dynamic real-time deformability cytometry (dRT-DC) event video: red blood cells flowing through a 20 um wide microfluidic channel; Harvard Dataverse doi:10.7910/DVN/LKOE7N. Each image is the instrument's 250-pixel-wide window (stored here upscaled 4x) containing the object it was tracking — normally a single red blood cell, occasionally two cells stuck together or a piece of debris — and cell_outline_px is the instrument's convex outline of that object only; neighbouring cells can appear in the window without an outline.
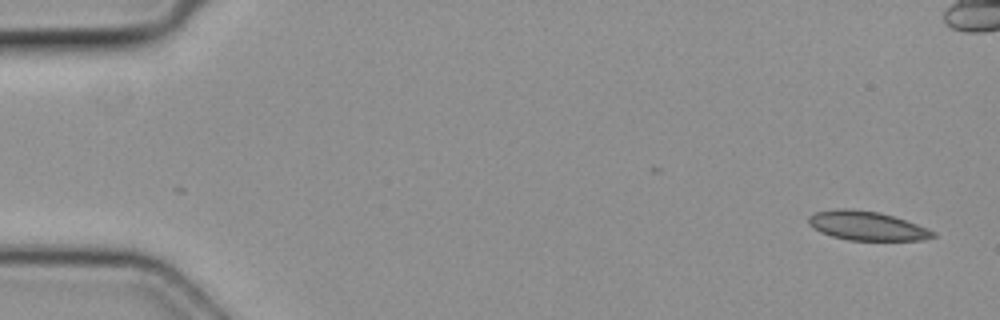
{"species": "common noctule bat (a hibernating species)", "species_latin": "Nyctalus noctula", "temperature_condition": "cold", "stored_images_in_passage": 2, "camera_frame_rate_fps": 3000, "um_per_image_px": 0.085, "animal": {"sex": "female", "body_mass_g": 19.3, "forearm_length_mm": 54.1}, "frame": {"image": 1, "passage_image": 2, "time_ms": 0.333, "image_size_px": [1000, 320], "cell_outline_px": [[936, 236], [924, 240], [848, 240], [832, 236], [820, 232], [812, 228], [808, 224], [808, 216], [816, 212], [840, 208], [852, 208], [880, 212], [916, 224], [936, 232]], "centroid_in_image_um": [73.65, 19.19], "position_along_channel_um": 11.4, "area_um2": 21.1}}